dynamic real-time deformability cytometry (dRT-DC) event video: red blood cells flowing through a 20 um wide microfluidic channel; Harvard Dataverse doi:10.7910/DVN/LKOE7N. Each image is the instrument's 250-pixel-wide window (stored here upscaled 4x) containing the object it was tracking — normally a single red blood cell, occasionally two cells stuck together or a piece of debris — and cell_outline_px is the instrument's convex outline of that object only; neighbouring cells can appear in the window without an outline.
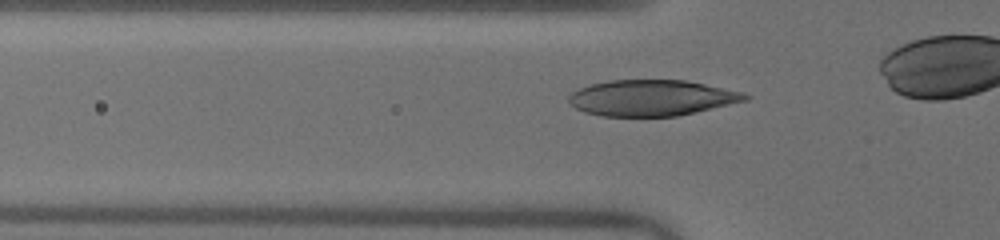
{"species": "human", "species_latin": "Homo sapiens", "temperature_condition": "warm", "stored_images_in_passage": 29, "camera_frame_rate_fps": 3000, "um_per_image_px": 0.085, "donor": {"sex": "male"}, "frame": {"image": 1, "passage_image": 5, "time_ms": 1.333, "image_size_px": [1000, 240], "cell_outline_px": [[752, 96], [748, 100], [676, 116], [600, 116], [584, 112], [568, 104], [568, 96], [572, 92], [580, 88], [592, 84], [608, 80], [684, 80], [704, 84], [740, 92]], "centroid_in_image_um": [55.34, 8.32], "position_along_channel_um": 70.5, "area_um2": 36.7}}
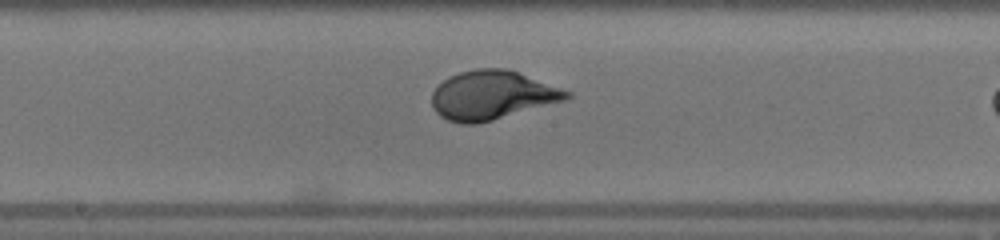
{"frame": {"image": 2, "passage_image": 15, "time_ms": 4.667, "image_size_px": [1000, 240], "cell_outline_px": [[572, 96], [564, 100], [492, 120], [476, 124], [460, 124], [448, 120], [440, 116], [432, 108], [432, 92], [448, 76], [460, 72], [476, 68], [508, 68], [572, 92]], "centroid_in_image_um": [41.8, 8.08], "position_along_channel_um": 206.4, "area_um2": 38.26}}
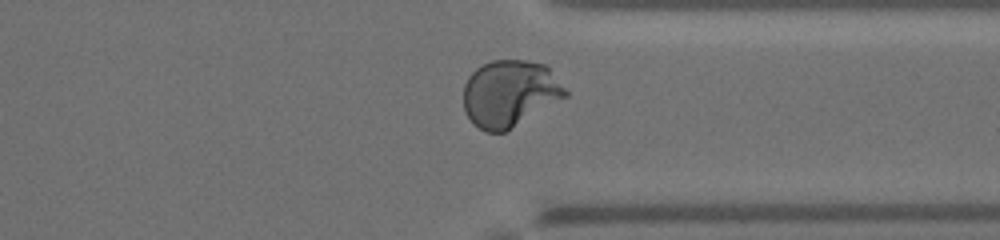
{"frame": {"image": 3, "passage_image": 27, "time_ms": 8.667, "image_size_px": [1000, 240], "cell_outline_px": [[568, 96], [504, 132], [484, 132], [472, 124], [464, 108], [464, 84], [468, 76], [476, 68], [492, 60], [524, 60], [544, 64], [548, 68], [568, 92]], "centroid_in_image_um": [43.3, 7.95], "position_along_channel_um": 368.1, "area_um2": 39.42}}